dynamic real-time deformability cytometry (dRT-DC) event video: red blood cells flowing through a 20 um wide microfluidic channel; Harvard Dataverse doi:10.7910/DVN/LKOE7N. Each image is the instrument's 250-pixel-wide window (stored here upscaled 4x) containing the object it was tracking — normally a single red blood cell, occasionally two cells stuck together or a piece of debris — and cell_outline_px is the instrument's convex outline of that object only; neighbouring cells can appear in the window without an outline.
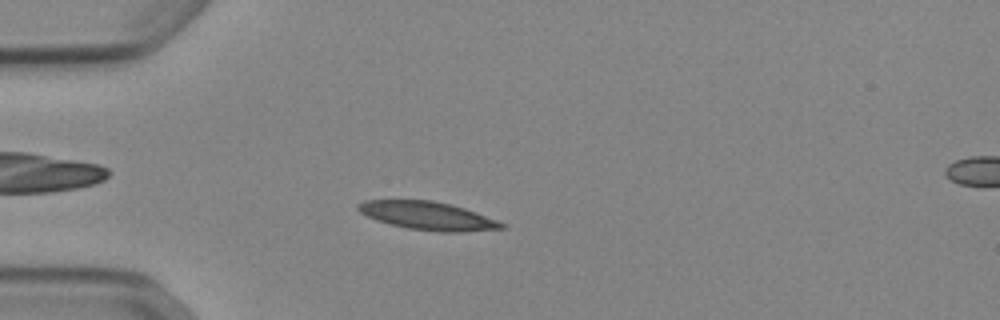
{"species": "Egyptian fruit bat (a non-hibernating species)", "species_latin": "Rousettus aegyptiacus", "temperature_condition": "cold", "stored_images_in_passage": 52, "camera_frame_rate_fps": 3000, "um_per_image_px": 0.085, "animal": {"sex": "female"}, "frame": {"image": 1, "passage_image": 14, "time_ms": 4.333, "image_size_px": [1000, 320], "cell_outline_px": [[504, 228], [464, 232], [440, 232], [408, 228], [376, 220], [360, 212], [356, 208], [356, 204], [364, 200], [432, 200], [452, 204], [476, 212], [496, 220], [504, 224]], "centroid_in_image_um": [36.33, 18.33], "position_along_channel_um": 48.7, "area_um2": 23.47}}
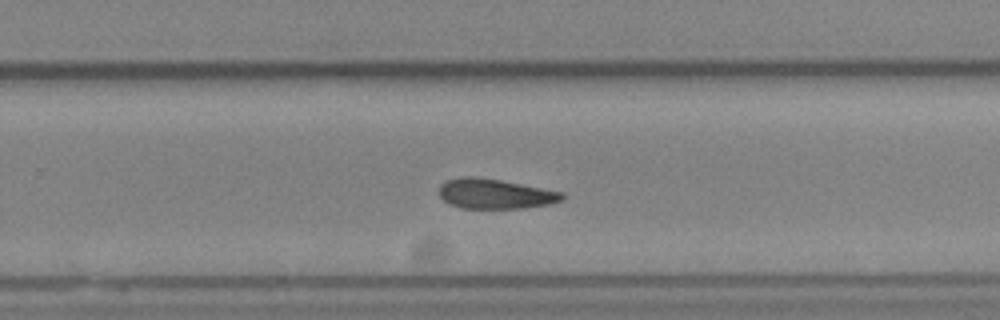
{"frame": {"image": 2, "passage_image": 34, "time_ms": 11.0, "image_size_px": [1000, 320], "cell_outline_px": [[564, 200], [552, 204], [520, 208], [464, 208], [452, 204], [444, 200], [440, 196], [440, 184], [444, 180], [464, 176], [468, 176], [500, 180], [564, 192]], "centroid_in_image_um": [42.11, 16.47], "position_along_channel_um": 287.7, "area_um2": 21.33}}
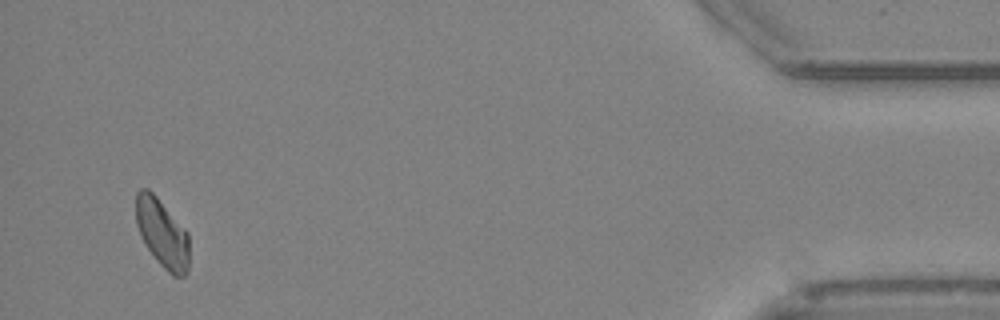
{"frame": {"image": 3, "passage_image": 50, "time_ms": 16.333, "image_size_px": [1000, 320], "cell_outline_px": [[188, 272], [184, 276], [172, 276], [156, 260], [148, 248], [136, 224], [136, 192], [140, 188], [148, 188], [156, 196], [188, 232]], "centroid_in_image_um": [13.79, 19.82], "position_along_channel_um": 421.4, "area_um2": 21.04}, "authors_computed_cell_mechanics": {"area_um2": 22.0507, "velocity_mm_per_s": 3.856, "shape_relaxation_time_tau1_ms": null, "shape_relaxation_time_tau2_ms": 5.2577, "deformation_change_tau1": null, "deformation_change_tau2": 0.1098}}